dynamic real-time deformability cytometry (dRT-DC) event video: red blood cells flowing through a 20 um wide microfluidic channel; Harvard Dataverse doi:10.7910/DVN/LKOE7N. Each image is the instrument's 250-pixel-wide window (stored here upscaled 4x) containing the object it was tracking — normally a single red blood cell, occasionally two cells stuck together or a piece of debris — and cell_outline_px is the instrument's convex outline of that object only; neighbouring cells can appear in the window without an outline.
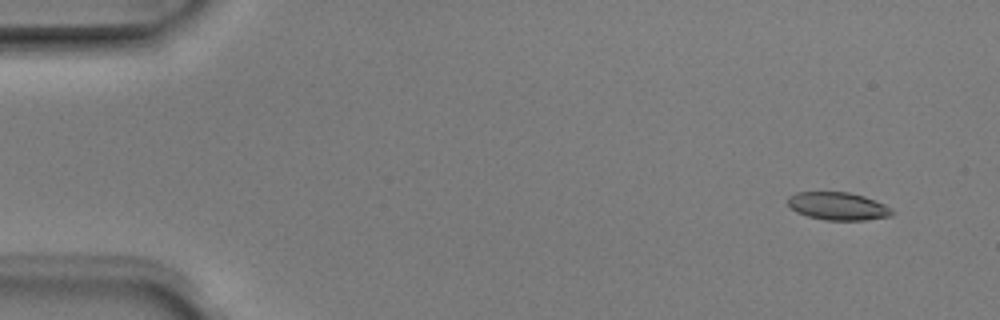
{"species": "Egyptian fruit bat (a non-hibernating species)", "species_latin": "Rousettus aegyptiacus", "temperature_condition": "room temperature", "stored_images_in_passage": 5, "camera_frame_rate_fps": 3000, "um_per_image_px": 0.085, "animal": {"sex": "male"}, "frame": {"image": 1, "passage_image": 2, "time_ms": 0.333, "image_size_px": [1000, 320], "cell_outline_px": [[892, 216], [864, 220], [824, 220], [808, 216], [796, 212], [788, 204], [788, 196], [796, 192], [848, 192], [864, 196], [884, 204], [892, 208]], "centroid_in_image_um": [71.22, 17.52], "position_along_channel_um": 13.8, "area_um2": 16.88}}
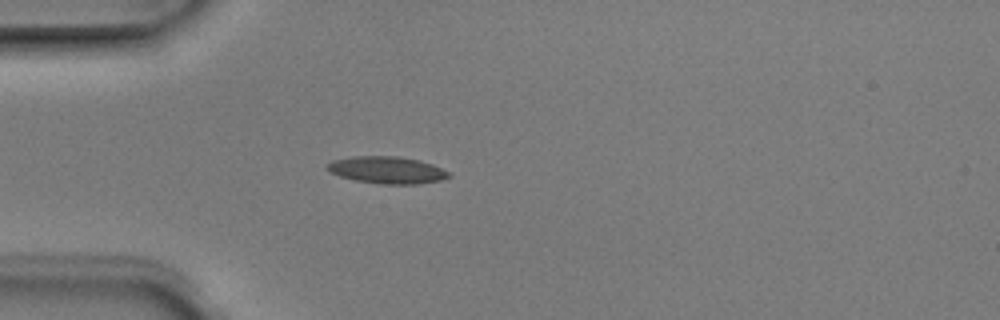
{"frame": {"image": 2, "passage_image": 5, "time_ms": 1.333, "image_size_px": [1000, 320], "cell_outline_px": [[452, 176], [440, 180], [416, 184], [380, 184], [356, 180], [340, 176], [328, 172], [324, 164], [332, 160], [352, 156], [400, 156], [420, 160], [432, 164], [448, 172]], "centroid_in_image_um": [32.84, 14.44], "position_along_channel_um": 52.2, "area_um2": 19.31}}